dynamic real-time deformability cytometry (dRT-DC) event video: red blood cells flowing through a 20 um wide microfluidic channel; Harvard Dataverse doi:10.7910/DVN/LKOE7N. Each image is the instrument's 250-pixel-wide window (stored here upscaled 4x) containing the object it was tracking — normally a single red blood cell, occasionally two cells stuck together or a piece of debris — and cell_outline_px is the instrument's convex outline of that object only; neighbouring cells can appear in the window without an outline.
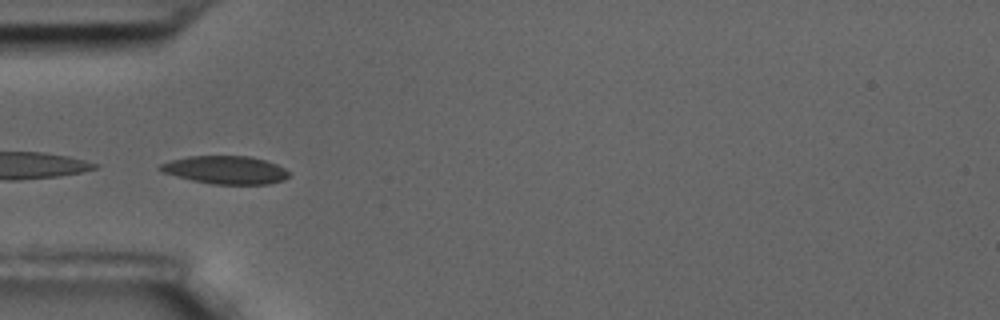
{"species": "common noctule bat (a hibernating species)", "species_latin": "Nyctalus noctula", "temperature_condition": "room temperature", "stored_images_in_passage": 10, "camera_frame_rate_fps": 3000, "um_per_image_px": 0.085, "animal": {"sex": "male", "body_mass_g": 17.5, "forearm_length_mm": 52.3}, "frame": {"image": 1, "passage_image": 6, "time_ms": 1.667, "image_size_px": [1000, 320], "cell_outline_px": [[288, 176], [284, 180], [268, 184], [212, 184], [192, 180], [160, 172], [156, 168], [160, 164], [172, 160], [188, 156], [248, 156], [264, 160], [276, 164], [284, 168], [288, 172]], "centroid_in_image_um": [19.13, 14.44], "position_along_channel_um": 65.9, "area_um2": 20.98}}
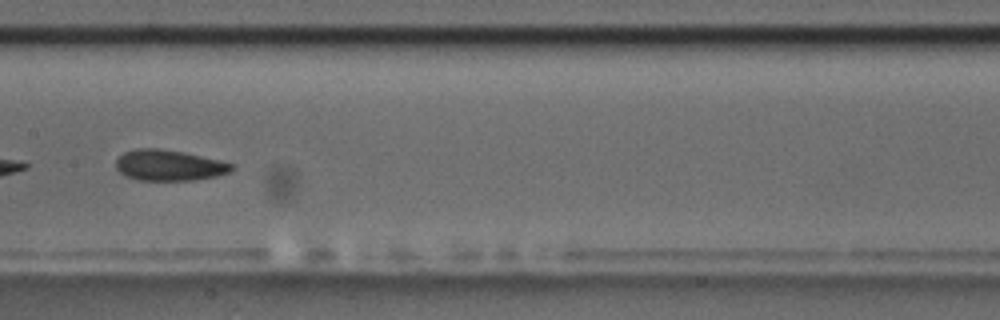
{"frame": {"image": 2, "passage_image": 9, "time_ms": 2.667, "image_size_px": [1000, 320], "cell_outline_px": [[236, 168], [228, 172], [216, 176], [192, 180], [136, 180], [120, 172], [116, 168], [116, 160], [124, 152], [136, 148], [156, 148], [184, 152], [236, 164]], "centroid_in_image_um": [14.39, 14.04], "position_along_channel_um": 193.0, "area_um2": 20.75}}
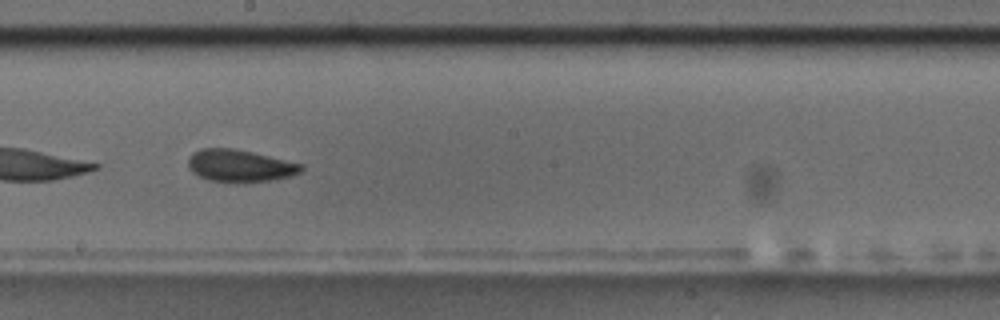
{"frame": {"image": 3, "passage_image": 10, "time_ms": 3.0, "image_size_px": [1000, 320], "cell_outline_px": [[304, 168], [300, 172], [292, 176], [272, 180], [244, 184], [208, 180], [192, 172], [188, 168], [188, 156], [192, 152], [200, 148], [232, 148], [252, 152], [304, 164]], "centroid_in_image_um": [20.38, 14.1], "position_along_channel_um": 227.8, "area_um2": 21.73}}